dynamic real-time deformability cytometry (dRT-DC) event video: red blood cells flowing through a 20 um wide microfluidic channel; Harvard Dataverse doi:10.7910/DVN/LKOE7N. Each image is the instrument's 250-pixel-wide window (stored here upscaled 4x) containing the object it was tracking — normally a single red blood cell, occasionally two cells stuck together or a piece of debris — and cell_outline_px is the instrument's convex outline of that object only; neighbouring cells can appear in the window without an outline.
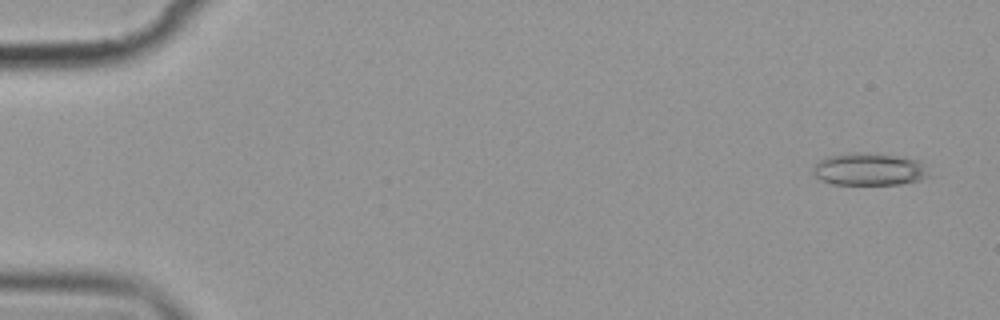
{"species": "common noctule bat (a hibernating species)", "species_latin": "Nyctalus noctula", "temperature_condition": "cold", "stored_images_in_passage": 6, "camera_frame_rate_fps": 3000, "um_per_image_px": 0.085, "animal": {"sex": "female", "body_mass_g": 19.9}, "frame": {"image": 1, "passage_image": 1, "time_ms": 0.0, "image_size_px": [1000, 320], "cell_outline_px": [[932, 176], [920, 180], [900, 184], [832, 184], [820, 180], [812, 172], [812, 168], [820, 160], [828, 156], [852, 152], [860, 152], [904, 156], [920, 160]], "centroid_in_image_um": [73.92, 14.38], "position_along_channel_um": 11.1, "area_um2": 22.2}}
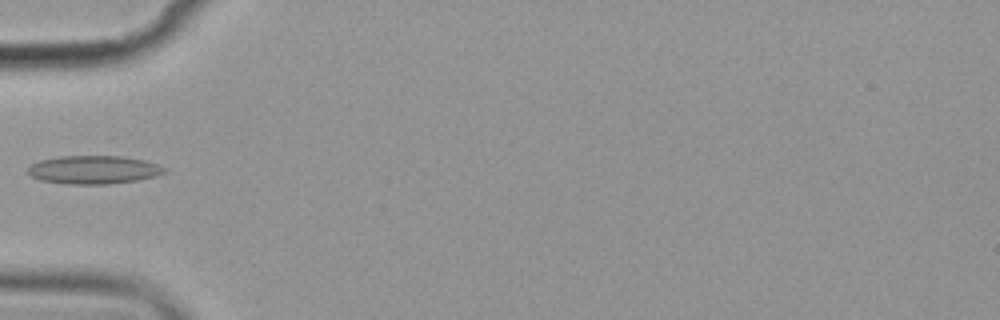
{"frame": {"image": 2, "passage_image": 6, "time_ms": 5.667, "image_size_px": [1000, 320], "cell_outline_px": [[168, 172], [156, 176], [136, 180], [108, 184], [68, 184], [40, 180], [32, 176], [28, 172], [28, 168], [32, 164], [40, 160], [60, 156], [124, 156], [144, 160], [168, 168]], "centroid_in_image_um": [8.0, 14.42], "position_along_channel_um": 77.0, "area_um2": 22.54}}